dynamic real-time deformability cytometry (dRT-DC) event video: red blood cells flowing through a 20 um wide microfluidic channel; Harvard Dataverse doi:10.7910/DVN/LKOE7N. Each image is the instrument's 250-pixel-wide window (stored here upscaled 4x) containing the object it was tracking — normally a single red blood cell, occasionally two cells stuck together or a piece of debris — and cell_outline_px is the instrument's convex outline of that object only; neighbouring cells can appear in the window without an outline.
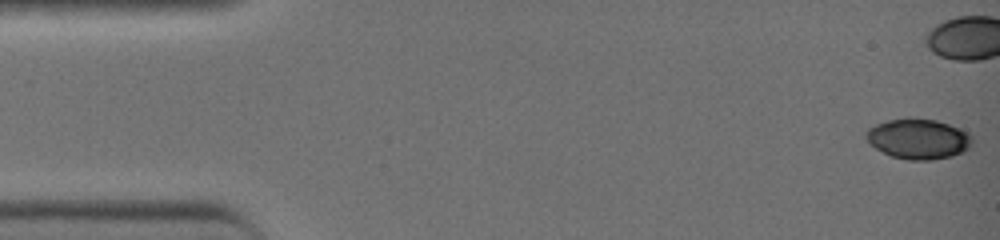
{"species": "common noctule bat (a hibernating species)", "species_latin": "Nyctalus noctula", "temperature_condition": "warm", "stored_images_in_passage": 10, "camera_frame_rate_fps": 3000, "um_per_image_px": 0.085, "animal": {"sex": "female", "body_mass_g": 19.0, "forearm_length_mm": 51.5}, "frame": {"image": 1, "passage_image": 1, "time_ms": 0.0, "image_size_px": [1000, 240], "cell_outline_px": [[972, 144], [964, 152], [952, 156], [932, 160], [908, 160], [892, 156], [876, 148], [864, 136], [864, 132], [868, 128], [876, 124], [888, 120], [908, 116], [916, 116], [936, 120], [960, 128], [968, 132], [972, 136]], "centroid_in_image_um": [78.07, 11.77], "position_along_channel_um": 6.9, "area_um2": 25.32}}